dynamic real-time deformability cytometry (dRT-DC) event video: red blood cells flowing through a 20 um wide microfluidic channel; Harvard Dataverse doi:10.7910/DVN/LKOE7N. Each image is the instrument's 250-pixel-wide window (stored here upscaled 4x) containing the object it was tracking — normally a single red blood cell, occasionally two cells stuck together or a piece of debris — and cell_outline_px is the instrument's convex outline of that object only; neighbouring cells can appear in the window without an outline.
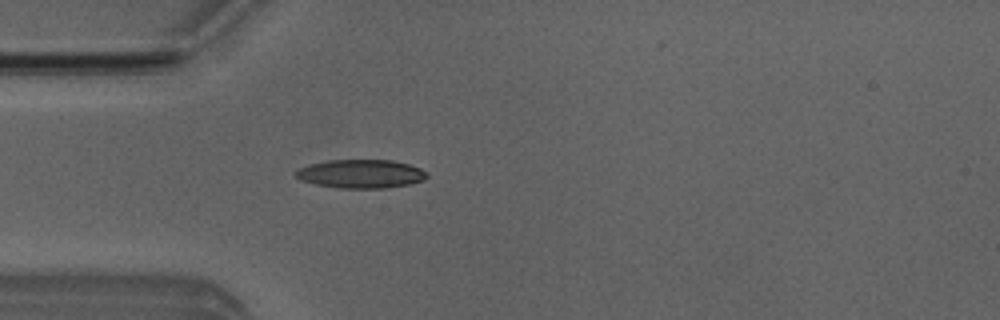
{"species": "Egyptian fruit bat (a non-hibernating species)", "species_latin": "Rousettus aegyptiacus", "temperature_condition": "room temperature", "stored_images_in_passage": 51, "camera_frame_rate_fps": 3000, "um_per_image_px": 0.085, "animal": {"sex": "male"}, "frame": {"image": 1, "passage_image": 14, "time_ms": 4.333, "image_size_px": [1000, 320], "cell_outline_px": [[428, 176], [424, 180], [408, 184], [388, 188], [336, 188], [316, 184], [300, 180], [292, 172], [308, 164], [328, 160], [392, 160], [408, 164], [420, 168], [428, 172]], "centroid_in_image_um": [30.66, 14.77], "position_along_channel_um": 54.3, "area_um2": 22.02}}
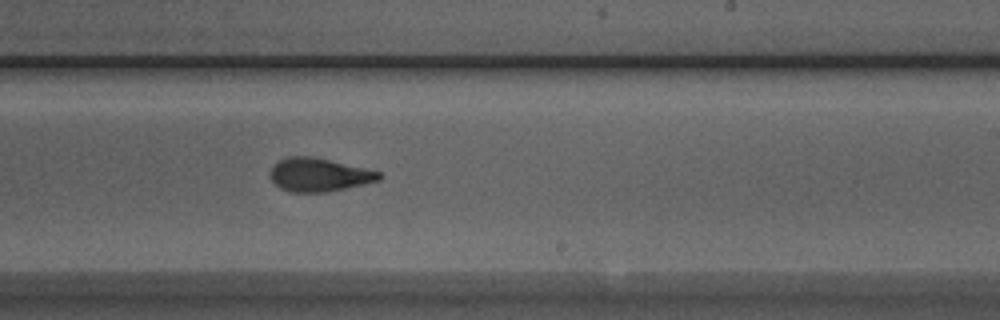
{"frame": {"image": 2, "passage_image": 30, "time_ms": 9.667, "image_size_px": [1000, 320], "cell_outline_px": [[384, 176], [380, 180], [364, 184], [328, 192], [292, 192], [280, 188], [268, 176], [272, 164], [288, 156], [312, 156], [364, 168], [380, 172]], "centroid_in_image_um": [27.09, 14.86], "position_along_channel_um": 261.9, "area_um2": 21.27}}
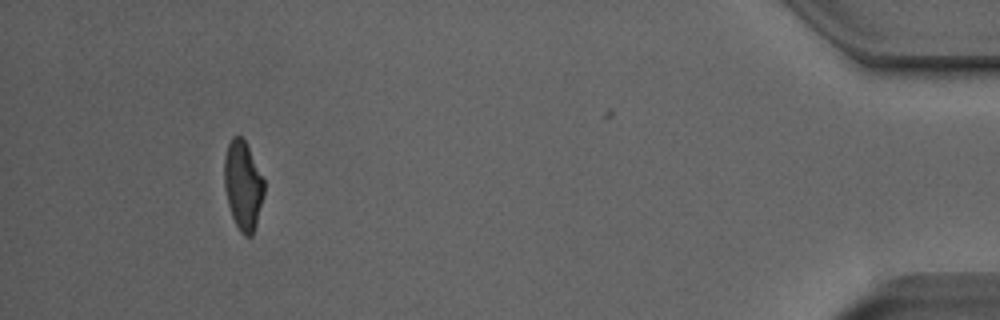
{"frame": {"image": 3, "passage_image": 47, "time_ms": 15.333, "image_size_px": [1000, 320], "cell_outline_px": [[264, 196], [256, 224], [252, 236], [244, 236], [240, 232], [232, 216], [228, 204], [224, 188], [224, 156], [228, 144], [232, 136], [240, 136], [244, 140], [264, 180]], "centroid_in_image_um": [20.64, 15.77], "position_along_channel_um": 414.6, "area_um2": 20.52}, "authors_computed_cell_mechanics": {"area_um2": 21.2704, "velocity_mm_per_s": 3.9772, "shape_relaxation_time_tau1_ms": 4.517, "shape_relaxation_time_tau2_ms": 1.798, "deformation_change_tau1": 0.1806, "deformation_change_tau2": 0.0837}}